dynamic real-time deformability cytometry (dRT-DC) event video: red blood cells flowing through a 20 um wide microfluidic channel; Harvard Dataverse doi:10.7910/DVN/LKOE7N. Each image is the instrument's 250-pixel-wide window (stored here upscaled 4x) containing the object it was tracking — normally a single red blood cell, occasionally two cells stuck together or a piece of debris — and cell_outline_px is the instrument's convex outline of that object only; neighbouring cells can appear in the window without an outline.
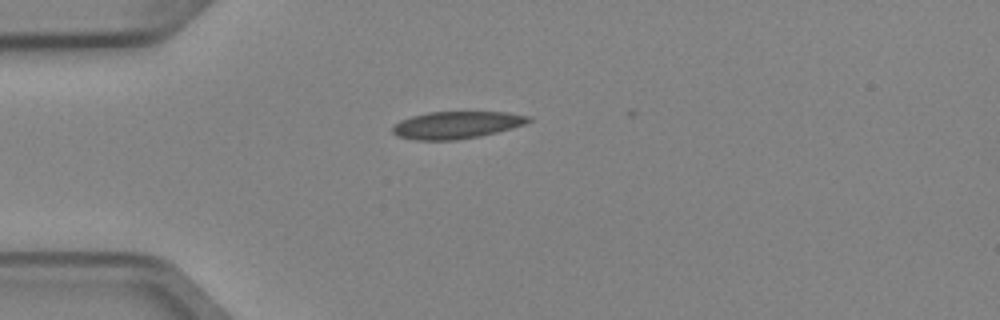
{"species": "Egyptian fruit bat (a non-hibernating species)", "species_latin": "Rousettus aegyptiacus", "temperature_condition": "cold", "stored_images_in_passage": 1, "camera_frame_rate_fps": 3000, "um_per_image_px": 0.085, "animal": {"sex": "female"}, "frame": {"image": 1, "passage_image": 1, "time_ms": 0.0, "image_size_px": [1000, 320], "cell_outline_px": [[532, 120], [524, 124], [496, 132], [480, 136], [456, 140], [416, 140], [396, 136], [392, 132], [392, 128], [400, 120], [412, 116], [428, 112], [508, 112], [532, 116]], "centroid_in_image_um": [38.81, 10.62], "position_along_channel_um": 46.2, "area_um2": 21.56}}